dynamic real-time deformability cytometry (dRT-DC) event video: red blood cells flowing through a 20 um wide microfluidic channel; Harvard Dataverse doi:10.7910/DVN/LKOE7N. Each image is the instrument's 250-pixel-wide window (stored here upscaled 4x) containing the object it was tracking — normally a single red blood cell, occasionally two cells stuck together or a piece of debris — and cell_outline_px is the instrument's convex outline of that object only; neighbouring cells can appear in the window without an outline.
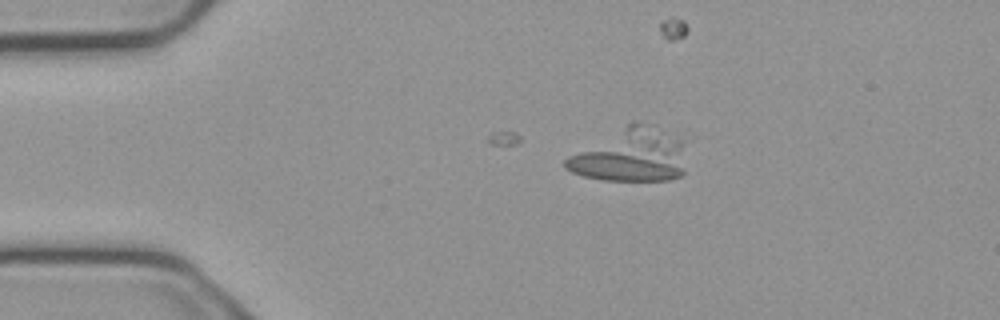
{"species": "common noctule bat (a hibernating species)", "species_latin": "Nyctalus noctula", "temperature_condition": "cold", "stored_images_in_passage": 9, "camera_frame_rate_fps": 3000, "um_per_image_px": 0.085, "animal": {"sex": "male", "body_mass_g": 23.1, "forearm_length_mm": 52.7}, "frame": {"image": 1, "passage_image": 4, "time_ms": 1.0, "image_size_px": [1000, 320], "cell_outline_px": [[684, 172], [680, 176], [668, 180], [604, 180], [584, 176], [572, 172], [564, 168], [564, 160], [568, 156], [580, 152], [652, 140], [680, 140]], "centroid_in_image_um": [53.57, 13.74], "position_along_channel_um": 31.4, "area_um2": 27.63}}